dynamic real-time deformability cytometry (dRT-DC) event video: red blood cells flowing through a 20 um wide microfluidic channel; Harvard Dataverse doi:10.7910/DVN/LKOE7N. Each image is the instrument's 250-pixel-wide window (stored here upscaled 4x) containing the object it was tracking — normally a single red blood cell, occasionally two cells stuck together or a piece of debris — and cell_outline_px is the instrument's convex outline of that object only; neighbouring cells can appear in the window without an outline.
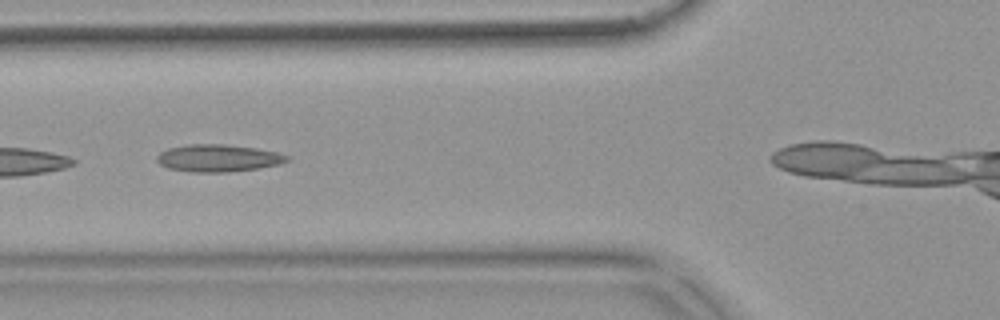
{"species": "common noctule bat (a hibernating species)", "species_latin": "Nyctalus noctula", "temperature_condition": "warm", "stored_images_in_passage": 6, "camera_frame_rate_fps": 3000, "um_per_image_px": 0.085, "animal": {"sex": "female", "body_mass_g": 18.4}, "frame": {"image": 1, "passage_image": 4, "time_ms": 1.0, "image_size_px": [1000, 320], "cell_outline_px": [[288, 160], [276, 164], [256, 168], [228, 172], [192, 172], [168, 168], [160, 164], [156, 160], [156, 156], [160, 152], [168, 148], [188, 144], [224, 144], [256, 148], [276, 152], [288, 156]], "centroid_in_image_um": [18.47, 13.43], "position_along_channel_um": 107.3, "area_um2": 20.46}}